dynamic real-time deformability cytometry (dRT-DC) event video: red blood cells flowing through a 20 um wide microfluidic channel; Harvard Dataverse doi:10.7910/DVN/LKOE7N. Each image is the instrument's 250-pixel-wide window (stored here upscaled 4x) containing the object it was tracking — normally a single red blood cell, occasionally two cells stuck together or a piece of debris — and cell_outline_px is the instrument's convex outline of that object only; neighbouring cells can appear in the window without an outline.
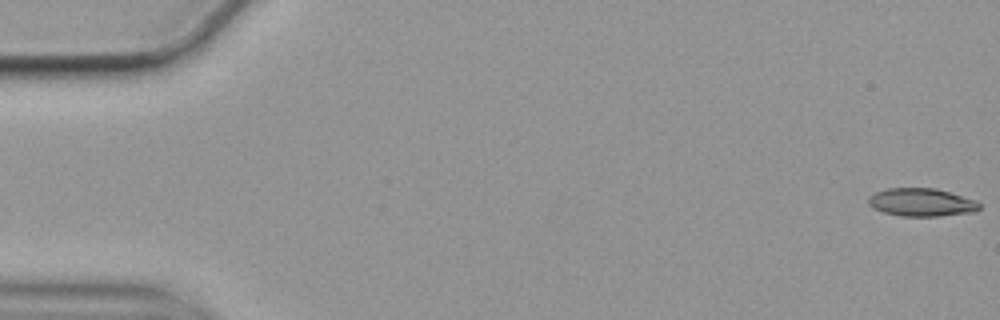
{"species": "common noctule bat (a hibernating species)", "species_latin": "Nyctalus noctula", "temperature_condition": "cold", "stored_images_in_passage": 57, "camera_frame_rate_fps": 3000, "um_per_image_px": 0.085, "animal": {"sex": "female", "body_mass_g": 19.9}, "frame": {"image": 1, "passage_image": 1, "time_ms": 0.0, "image_size_px": [1000, 320], "cell_outline_px": [[980, 208], [976, 212], [940, 216], [900, 216], [884, 212], [872, 208], [868, 204], [868, 196], [876, 192], [888, 188], [936, 188], [976, 200], [980, 204]], "centroid_in_image_um": [78.33, 17.2], "position_along_channel_um": 6.7, "area_um2": 18.26}}
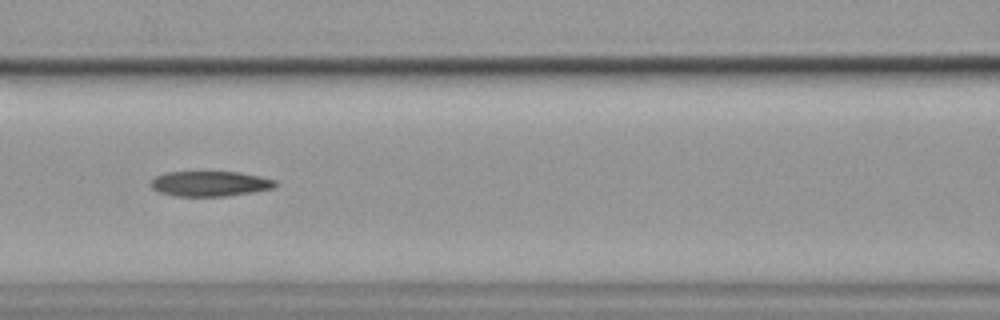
{"frame": {"image": 2, "passage_image": 25, "time_ms": 8.0, "image_size_px": [1000, 320], "cell_outline_px": [[276, 184], [272, 188], [252, 192], [224, 196], [176, 196], [160, 192], [152, 188], [148, 184], [156, 176], [168, 172], [236, 172], [260, 176], [276, 180]], "centroid_in_image_um": [17.82, 15.61], "position_along_channel_um": 148.8, "area_um2": 18.09}}
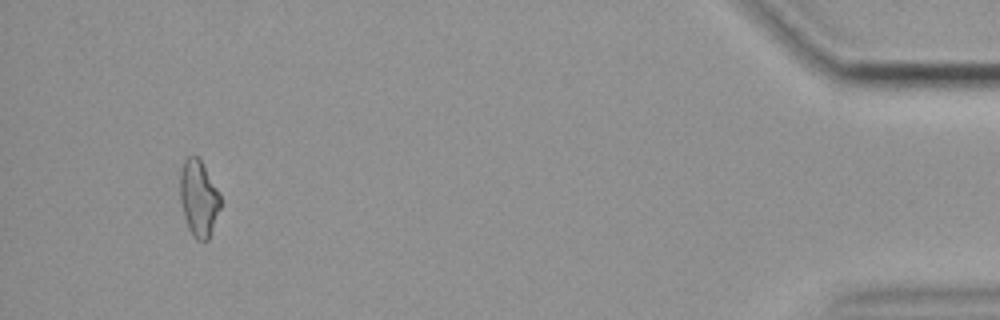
{"frame": {"image": 3, "passage_image": 54, "time_ms": 17.667, "image_size_px": [1000, 320], "cell_outline_px": [[220, 208], [208, 240], [196, 240], [192, 236], [188, 228], [184, 216], [180, 200], [180, 172], [184, 160], [188, 156], [196, 156], [200, 160], [216, 188], [220, 196]], "centroid_in_image_um": [16.86, 16.88], "position_along_channel_um": 418.3, "area_um2": 17.63}}